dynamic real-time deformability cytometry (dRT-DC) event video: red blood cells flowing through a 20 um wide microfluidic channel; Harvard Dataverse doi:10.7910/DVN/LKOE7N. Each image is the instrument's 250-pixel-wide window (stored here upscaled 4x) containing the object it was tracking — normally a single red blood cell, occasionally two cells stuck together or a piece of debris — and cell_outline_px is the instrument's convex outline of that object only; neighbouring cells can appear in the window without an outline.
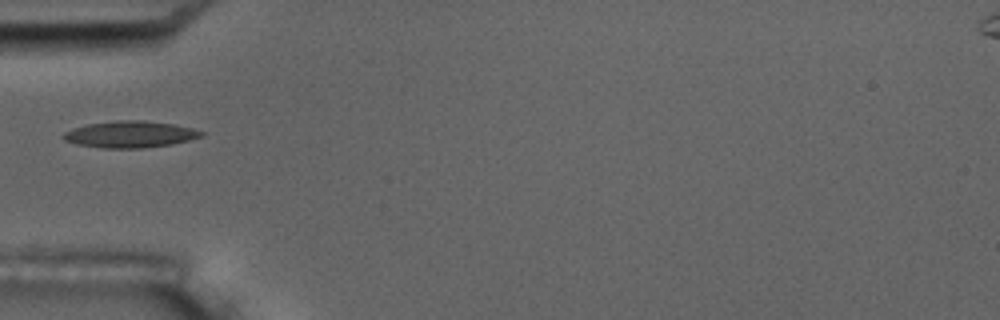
{"species": "common noctule bat (a hibernating species)", "species_latin": "Nyctalus noctula", "temperature_condition": "room temperature", "stored_images_in_passage": 1, "camera_frame_rate_fps": 3000, "um_per_image_px": 0.085, "animal": {"sex": "male", "body_mass_g": 17.5, "forearm_length_mm": 52.3}, "frame": {"image": 1, "passage_image": 1, "time_ms": 0.0, "image_size_px": [1000, 320], "cell_outline_px": [[204, 136], [172, 144], [144, 148], [100, 148], [76, 144], [64, 140], [60, 136], [64, 132], [72, 128], [88, 124], [116, 120], [140, 120], [172, 124], [192, 128], [204, 132]], "centroid_in_image_um": [11.02, 11.42], "position_along_channel_um": 74.0, "area_um2": 21.44}}